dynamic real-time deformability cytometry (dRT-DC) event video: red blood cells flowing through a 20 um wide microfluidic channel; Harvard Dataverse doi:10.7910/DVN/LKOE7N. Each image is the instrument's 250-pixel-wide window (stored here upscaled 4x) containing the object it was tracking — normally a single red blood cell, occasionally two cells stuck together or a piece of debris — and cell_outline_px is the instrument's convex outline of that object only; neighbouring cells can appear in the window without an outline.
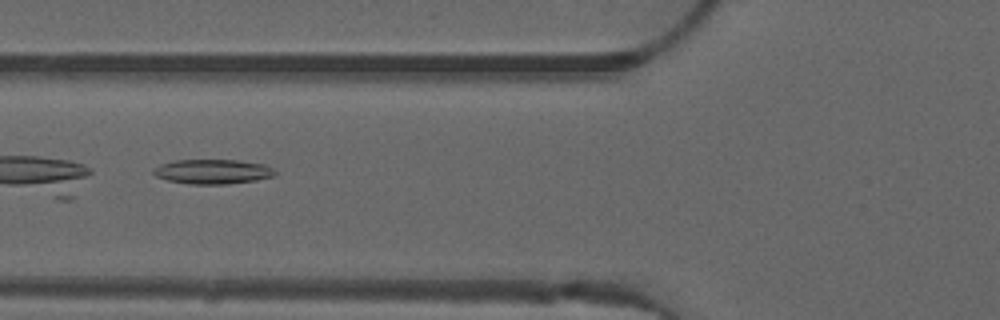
{"species": "common noctule bat (a hibernating species)", "species_latin": "Nyctalus noctula", "temperature_condition": "warm", "stored_images_in_passage": 49, "camera_frame_rate_fps": 3000, "um_per_image_px": 0.085, "animal": {"sex": "male", "forearm_length_mm": 52.5}, "frame": {"image": 1, "passage_image": 19, "time_ms": 6.0, "image_size_px": [1000, 320], "cell_outline_px": [[276, 176], [256, 180], [228, 184], [188, 184], [168, 180], [156, 176], [152, 172], [152, 168], [160, 164], [172, 160], [236, 160], [264, 164], [272, 168], [276, 172]], "centroid_in_image_um": [18.06, 14.58], "position_along_channel_um": 107.7, "area_um2": 17.57}}